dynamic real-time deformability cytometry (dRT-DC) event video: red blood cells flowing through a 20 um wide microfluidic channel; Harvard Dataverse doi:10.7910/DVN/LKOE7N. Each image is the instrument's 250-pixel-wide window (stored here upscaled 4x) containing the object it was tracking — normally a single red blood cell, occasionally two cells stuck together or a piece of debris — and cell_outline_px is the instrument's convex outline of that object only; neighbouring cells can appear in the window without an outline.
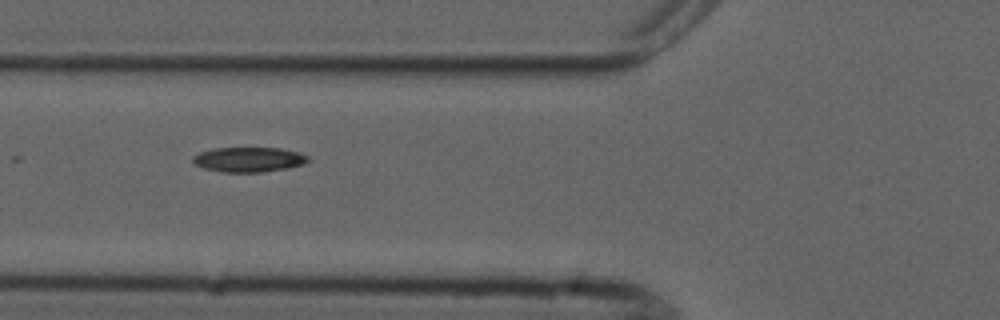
{"species": "common noctule bat (a hibernating species)", "species_latin": "Nyctalus noctula", "temperature_condition": "cold", "stored_images_in_passage": 4, "camera_frame_rate_fps": 3000, "um_per_image_px": 0.085, "animal": {"sex": "male", "forearm_length_mm": 52.5}, "frame": {"image": 1, "passage_image": 3, "time_ms": 3.0, "image_size_px": [1000, 320], "cell_outline_px": [[312, 160], [304, 164], [288, 168], [264, 172], [220, 172], [204, 168], [196, 164], [192, 160], [192, 156], [200, 152], [216, 148], [280, 148], [296, 152], [308, 156]], "centroid_in_image_um": [21.16, 13.57], "position_along_channel_um": 104.6, "area_um2": 16.7}}
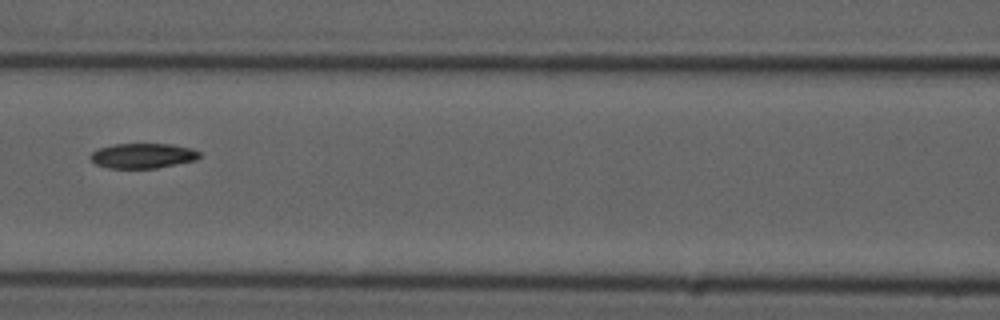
{"frame": {"image": 2, "passage_image": 4, "time_ms": 4.333, "image_size_px": [1000, 320], "cell_outline_px": [[200, 156], [196, 160], [156, 168], [108, 168], [96, 164], [88, 156], [92, 152], [100, 148], [112, 144], [172, 144], [192, 148], [200, 152]], "centroid_in_image_um": [12.14, 13.23], "position_along_channel_um": 154.5, "area_um2": 15.9}}